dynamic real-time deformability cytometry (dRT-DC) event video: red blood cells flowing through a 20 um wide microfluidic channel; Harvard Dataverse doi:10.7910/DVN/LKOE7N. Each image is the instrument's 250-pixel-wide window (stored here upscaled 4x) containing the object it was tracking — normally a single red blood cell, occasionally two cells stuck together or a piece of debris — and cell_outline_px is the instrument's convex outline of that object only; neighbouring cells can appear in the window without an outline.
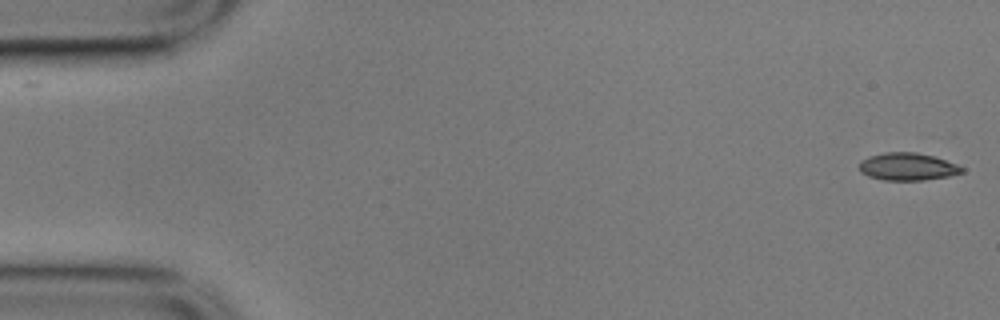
{"species": "common noctule bat (a hibernating species)", "species_latin": "Nyctalus noctula", "temperature_condition": "cold", "stored_images_in_passage": 56, "camera_frame_rate_fps": 3000, "um_per_image_px": 0.085, "animal": {"sex": "male", "body_mass_g": 17.9}, "frame": {"image": 1, "passage_image": 1, "time_ms": 0.0, "image_size_px": [1000, 320], "cell_outline_px": [[964, 172], [948, 176], [924, 180], [884, 180], [868, 176], [860, 172], [860, 160], [868, 156], [884, 152], [916, 152], [932, 156], [956, 164], [964, 168]], "centroid_in_image_um": [77.11, 14.16], "position_along_channel_um": 7.9, "area_um2": 16.42}}
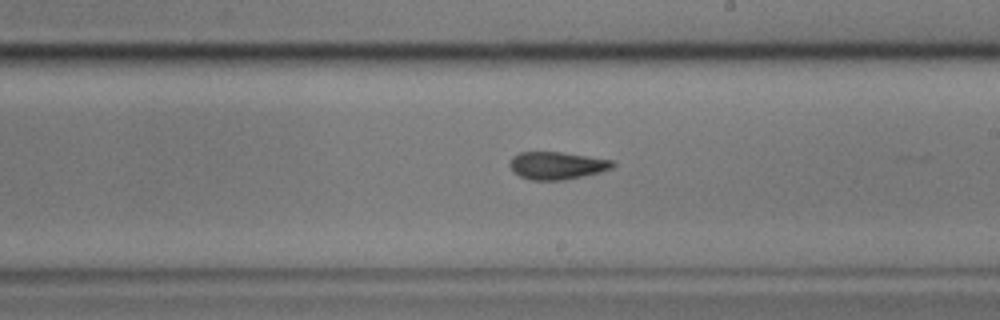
{"frame": {"image": 2, "passage_image": 32, "time_ms": 10.333, "image_size_px": [1000, 320], "cell_outline_px": [[616, 164], [612, 168], [600, 172], [564, 180], [528, 180], [512, 172], [508, 164], [512, 156], [520, 152], [560, 152], [612, 160]], "centroid_in_image_um": [47.29, 14.07], "position_along_channel_um": 241.7, "area_um2": 16.59}}
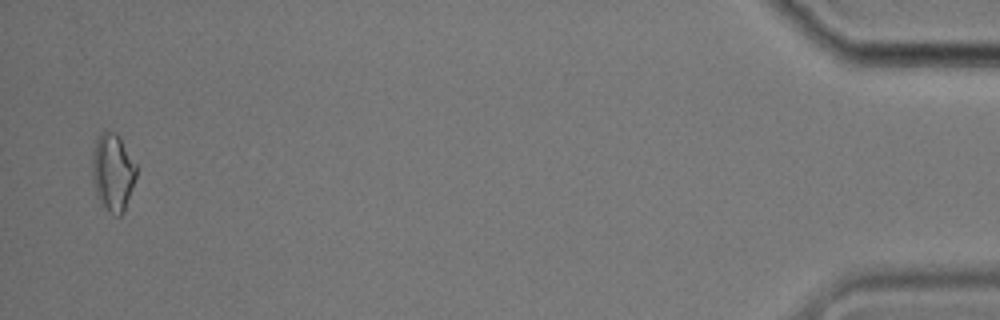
{"frame": {"image": 3, "passage_image": 55, "time_ms": 18.0, "image_size_px": [1000, 320], "cell_outline_px": [[136, 176], [124, 212], [120, 216], [116, 216], [96, 196], [92, 180], [92, 156], [96, 140], [100, 132], [104, 128], [116, 132], [120, 136], [136, 164]], "centroid_in_image_um": [9.58, 14.56], "position_along_channel_um": 425.6, "area_um2": 20.0}, "authors_computed_cell_mechanics": {"area_um2": 16.762, "velocity_mm_per_s": 3.5324, "shape_relaxation_time_tau1_ms": null, "shape_relaxation_time_tau2_ms": 3.4103, "deformation_change_tau1": null, "deformation_change_tau2": 0.1041}}